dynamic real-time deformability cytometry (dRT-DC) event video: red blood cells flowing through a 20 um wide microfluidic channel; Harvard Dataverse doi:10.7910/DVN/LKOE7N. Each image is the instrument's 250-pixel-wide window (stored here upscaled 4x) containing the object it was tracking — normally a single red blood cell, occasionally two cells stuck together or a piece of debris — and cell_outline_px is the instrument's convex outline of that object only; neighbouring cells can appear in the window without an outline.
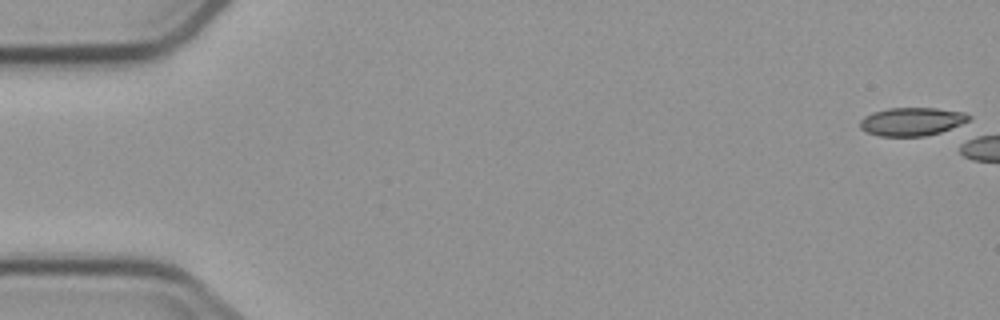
{"species": "common noctule bat (a hibernating species)", "species_latin": "Nyctalus noctula", "temperature_condition": "cold", "stored_images_in_passage": 3, "camera_frame_rate_fps": 3000, "um_per_image_px": 0.085, "animal": {"sex": "male", "body_mass_g": 23.1, "forearm_length_mm": 52.7}, "frame": {"image": 1, "passage_image": 1, "time_ms": 0.0, "image_size_px": [1000, 320], "cell_outline_px": [[972, 124], [924, 136], [880, 136], [868, 132], [860, 128], [860, 120], [864, 116], [872, 112], [888, 108], [936, 108], [964, 112], [972, 116]], "centroid_in_image_um": [77.63, 10.33], "position_along_channel_um": 7.4, "area_um2": 18.44}}